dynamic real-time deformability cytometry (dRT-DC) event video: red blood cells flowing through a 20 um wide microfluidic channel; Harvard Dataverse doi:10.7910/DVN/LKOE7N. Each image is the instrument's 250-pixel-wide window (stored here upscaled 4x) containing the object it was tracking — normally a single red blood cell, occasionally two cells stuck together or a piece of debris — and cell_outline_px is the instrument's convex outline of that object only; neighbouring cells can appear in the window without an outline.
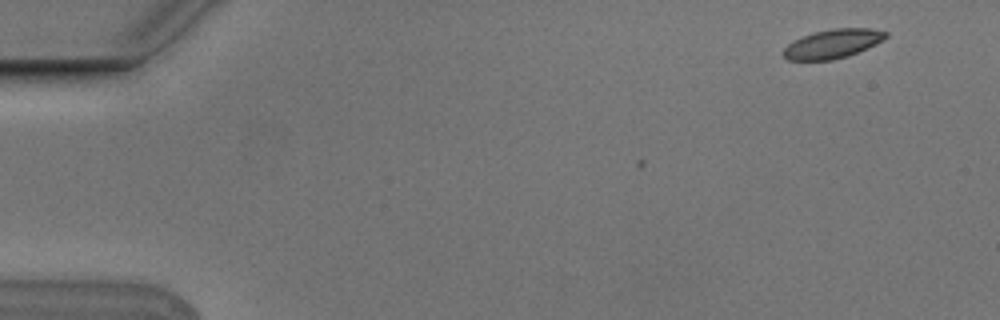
{"species": "Egyptian fruit bat (a non-hibernating species)", "species_latin": "Rousettus aegyptiacus", "temperature_condition": "cold", "stored_images_in_passage": 6, "camera_frame_rate_fps": 3000, "um_per_image_px": 0.085, "animal": {"sex": "male"}, "frame": {"image": 1, "passage_image": 1, "time_ms": 0.0, "image_size_px": [1000, 320], "cell_outline_px": [[888, 36], [876, 44], [848, 56], [832, 60], [788, 60], [784, 56], [784, 48], [788, 44], [812, 32], [832, 28], [872, 28], [888, 32]], "centroid_in_image_um": [70.81, 3.71], "position_along_channel_um": 14.2, "area_um2": 17.22}}
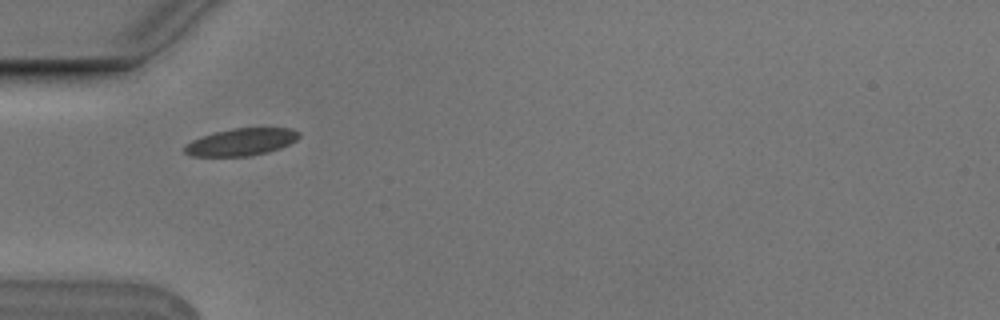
{"frame": {"image": 2, "passage_image": 5, "time_ms": 1.333, "image_size_px": [1000, 320], "cell_outline_px": [[300, 136], [296, 140], [280, 148], [268, 152], [248, 156], [192, 156], [184, 152], [184, 144], [192, 140], [216, 132], [232, 128], [292, 128], [300, 132]], "centroid_in_image_um": [20.51, 12.07], "position_along_channel_um": 64.5, "area_um2": 18.09}}